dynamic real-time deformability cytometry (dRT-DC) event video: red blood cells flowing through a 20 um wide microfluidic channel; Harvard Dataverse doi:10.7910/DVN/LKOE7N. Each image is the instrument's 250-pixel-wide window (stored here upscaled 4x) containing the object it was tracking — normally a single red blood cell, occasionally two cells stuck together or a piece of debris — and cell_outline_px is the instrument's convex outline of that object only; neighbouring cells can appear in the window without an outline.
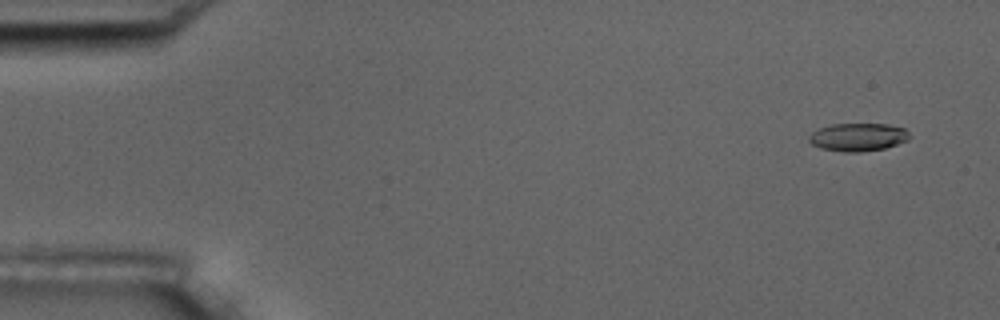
{"species": "common noctule bat (a hibernating species)", "species_latin": "Nyctalus noctula", "temperature_condition": "room temperature", "stored_images_in_passage": 5, "camera_frame_rate_fps": 3000, "um_per_image_px": 0.085, "animal": {"sex": "male", "body_mass_g": 17.5, "forearm_length_mm": 52.3}, "frame": {"image": 1, "passage_image": 2, "time_ms": 1.0, "image_size_px": [1000, 320], "cell_outline_px": [[912, 136], [908, 140], [884, 148], [860, 152], [844, 152], [820, 148], [812, 144], [808, 140], [808, 136], [812, 132], [820, 128], [832, 124], [888, 124], [904, 128]], "centroid_in_image_um": [72.93, 11.65], "position_along_channel_um": 12.1, "area_um2": 16.42}}